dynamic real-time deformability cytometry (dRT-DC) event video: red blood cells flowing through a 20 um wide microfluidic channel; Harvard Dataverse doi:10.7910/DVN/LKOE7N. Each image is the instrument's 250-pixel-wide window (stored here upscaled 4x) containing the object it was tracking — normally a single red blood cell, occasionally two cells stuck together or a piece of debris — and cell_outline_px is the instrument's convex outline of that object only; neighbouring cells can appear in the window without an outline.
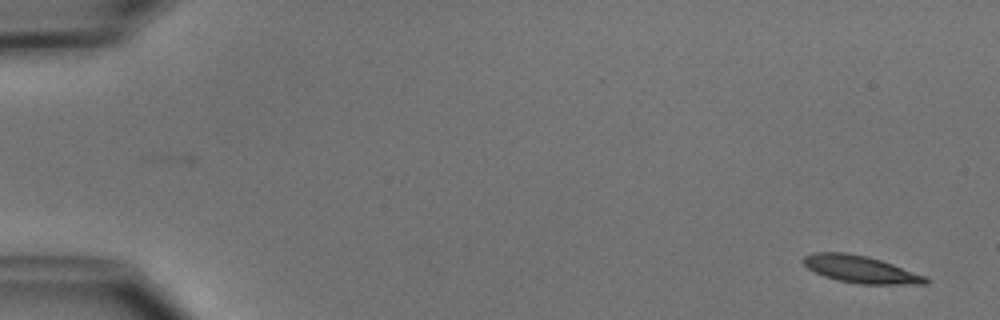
{"species": "common noctule bat (a hibernating species)", "species_latin": "Nyctalus noctula", "temperature_condition": "cold", "stored_images_in_passage": 8, "camera_frame_rate_fps": 3000, "um_per_image_px": 0.085, "animal": {"sex": "male", "body_mass_g": 15.6}, "frame": {"image": 1, "passage_image": 1, "time_ms": 0.0, "image_size_px": [1000, 320], "cell_outline_px": [[928, 284], [860, 284], [836, 280], [824, 276], [808, 268], [800, 260], [804, 256], [812, 252], [844, 252], [868, 256], [892, 264], [924, 276], [928, 280]], "centroid_in_image_um": [73.08, 22.88], "position_along_channel_um": 11.9, "area_um2": 19.25}}
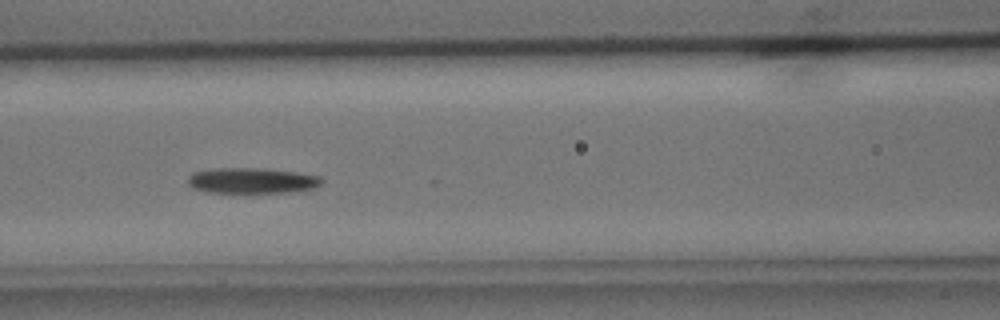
{"frame": {"image": 2, "passage_image": 7, "time_ms": 7.0, "image_size_px": [1000, 320], "cell_outline_px": [[324, 180], [316, 188], [304, 192], [208, 192], [192, 188], [188, 184], [188, 176], [192, 172], [216, 168], [264, 168], [296, 172], [320, 176]], "centroid_in_image_um": [21.46, 15.35], "position_along_channel_um": 145.1, "area_um2": 20.23}}
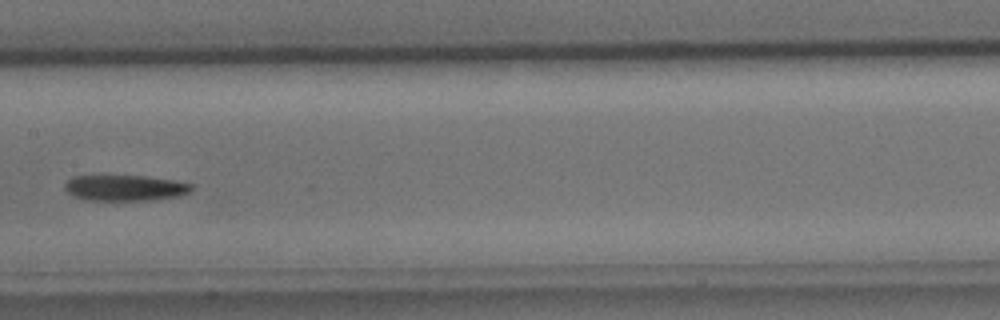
{"frame": {"image": 3, "passage_image": 8, "time_ms": 8.333, "image_size_px": [1000, 320], "cell_outline_px": [[192, 188], [188, 192], [180, 196], [152, 200], [88, 200], [76, 196], [68, 192], [64, 188], [64, 184], [72, 176], [144, 176], [176, 180], [192, 184]], "centroid_in_image_um": [10.65, 15.97], "position_along_channel_um": 196.8, "area_um2": 18.96}}